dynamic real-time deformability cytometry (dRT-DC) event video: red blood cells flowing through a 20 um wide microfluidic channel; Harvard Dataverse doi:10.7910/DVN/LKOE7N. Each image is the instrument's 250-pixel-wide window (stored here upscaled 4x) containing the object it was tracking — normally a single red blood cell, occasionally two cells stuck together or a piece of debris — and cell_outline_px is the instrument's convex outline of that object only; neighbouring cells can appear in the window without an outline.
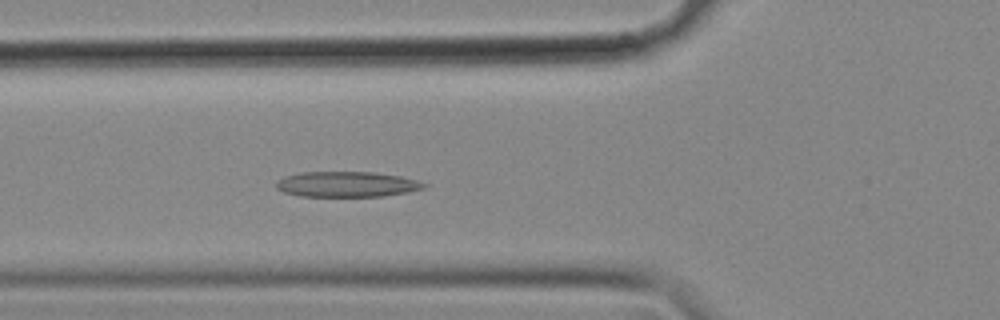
{"species": "common noctule bat (a hibernating species)", "species_latin": "Nyctalus noctula", "temperature_condition": "cold", "stored_images_in_passage": 51, "camera_frame_rate_fps": 3000, "um_per_image_px": 0.085, "animal": {"sex": "female", "body_mass_g": 18.4}, "frame": {"image": 1, "passage_image": 15, "time_ms": 4.667, "image_size_px": [1000, 320], "cell_outline_px": [[428, 184], [424, 188], [408, 192], [384, 196], [300, 196], [284, 192], [276, 188], [276, 180], [284, 176], [304, 172], [372, 172], [400, 176], [416, 180]], "centroid_in_image_um": [29.47, 15.66], "position_along_channel_um": 96.3, "area_um2": 21.85}}
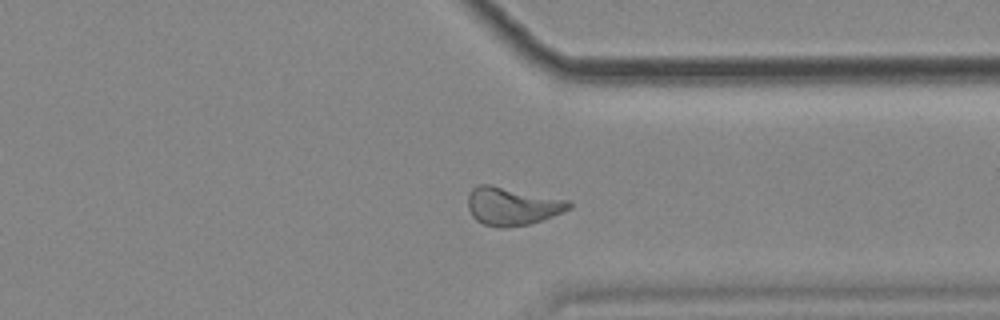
{"frame": {"image": 2, "passage_image": 38, "time_ms": 12.333, "image_size_px": [1000, 320], "cell_outline_px": [[572, 208], [532, 224], [504, 228], [496, 228], [484, 224], [476, 220], [472, 216], [468, 208], [468, 192], [472, 188], [480, 184], [488, 184], [568, 200], [572, 204]], "centroid_in_image_um": [43.51, 17.54], "position_along_channel_um": 367.9, "area_um2": 22.48}}
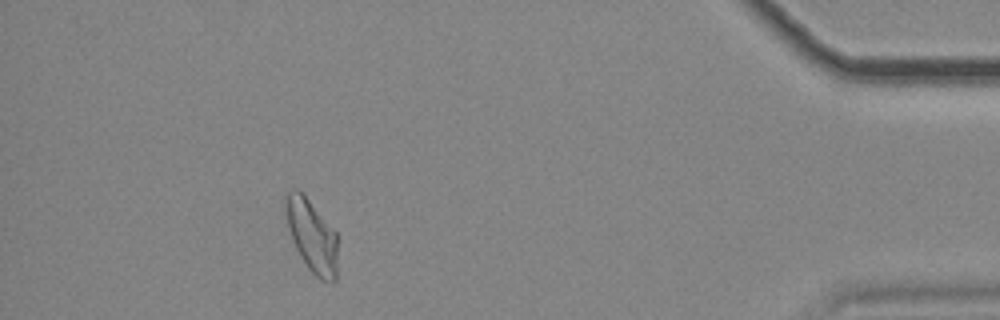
{"frame": {"image": 3, "passage_image": 46, "time_ms": 15.0, "image_size_px": [1000, 320], "cell_outline_px": [[336, 280], [332, 284], [320, 280], [308, 268], [300, 256], [292, 240], [284, 208], [288, 192], [292, 188], [296, 188], [308, 200], [336, 232]], "centroid_in_image_um": [26.5, 20.09], "position_along_channel_um": 408.7, "area_um2": 21.56}, "authors_computed_cell_mechanics": {"area_um2": 21.8484, "velocity_mm_per_s": 3.5386, "shape_relaxation_time_tau1_ms": null, "shape_relaxation_time_tau2_ms": 3.0822, "deformation_change_tau1": null, "deformation_change_tau2": 0.106}}